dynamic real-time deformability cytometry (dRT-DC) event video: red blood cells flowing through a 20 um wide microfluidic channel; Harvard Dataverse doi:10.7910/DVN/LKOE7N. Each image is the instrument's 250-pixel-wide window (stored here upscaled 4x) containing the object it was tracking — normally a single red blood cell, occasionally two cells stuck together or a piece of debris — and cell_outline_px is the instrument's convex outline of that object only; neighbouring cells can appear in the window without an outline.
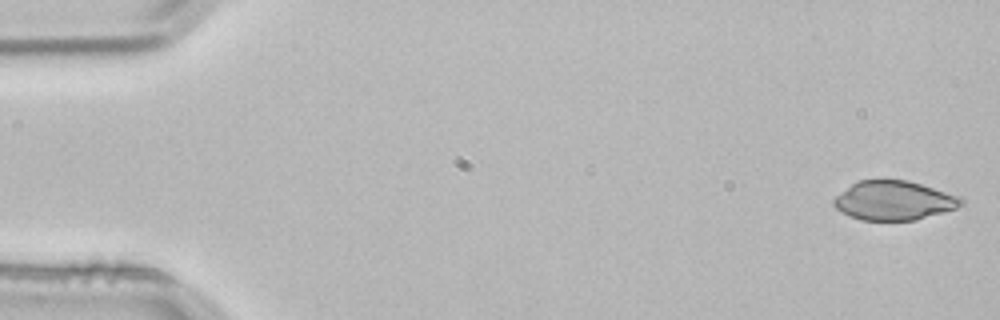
{"species": "common noctule bat (a hibernating species)", "species_latin": "Nyctalus noctula", "temperature_condition": "room temperature", "stored_images_in_passage": 3, "camera_frame_rate_fps": 3000, "um_per_image_px": 0.085, "animal": {"sex": "male", "body_mass_g": 21.5, "forearm_length_mm": 52.0}, "frame": {"image": 1, "passage_image": 1, "time_ms": 0.0, "image_size_px": [1000, 320], "cell_outline_px": [[964, 204], [956, 208], [916, 220], [860, 220], [840, 212], [832, 204], [832, 200], [836, 196], [852, 184], [860, 180], [908, 180], [960, 196], [964, 200]], "centroid_in_image_um": [75.98, 17.05], "position_along_channel_um": 9.0, "area_um2": 29.02}}
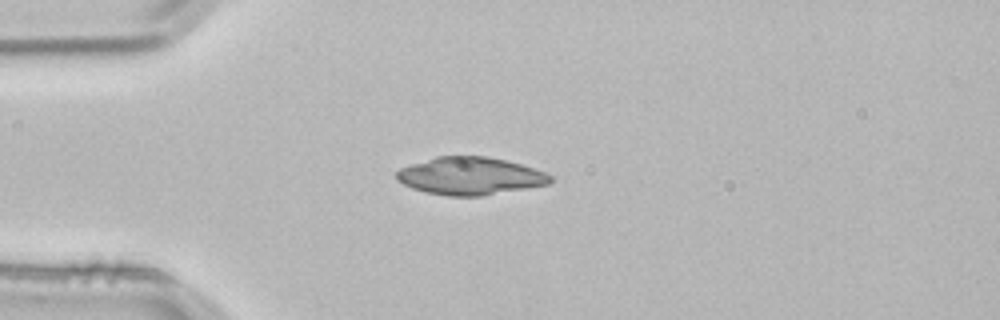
{"frame": {"image": 2, "passage_image": 3, "time_ms": 0.667, "image_size_px": [1000, 320], "cell_outline_px": [[552, 184], [484, 196], [448, 196], [428, 192], [412, 188], [396, 180], [396, 172], [400, 168], [436, 156], [488, 156], [520, 164], [544, 172], [552, 176]], "centroid_in_image_um": [39.99, 14.97], "position_along_channel_um": 45.0, "area_um2": 33.76}}